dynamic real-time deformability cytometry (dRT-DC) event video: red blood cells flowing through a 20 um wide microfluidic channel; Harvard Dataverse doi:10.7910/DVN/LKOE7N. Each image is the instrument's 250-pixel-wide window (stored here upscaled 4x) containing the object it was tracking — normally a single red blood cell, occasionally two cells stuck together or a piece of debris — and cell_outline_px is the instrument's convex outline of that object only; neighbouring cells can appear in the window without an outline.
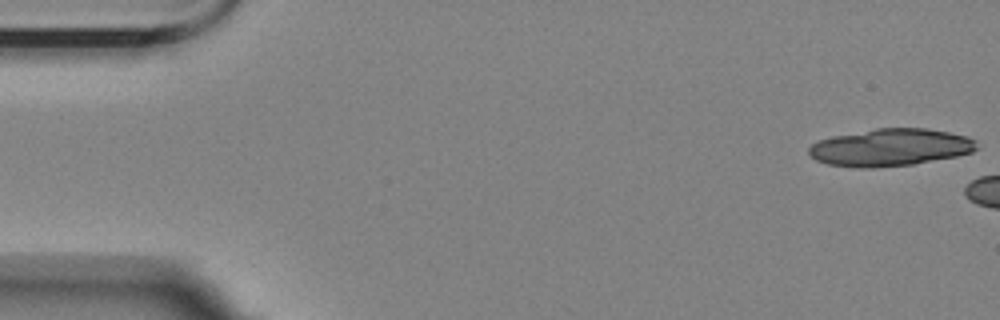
{"species": "Egyptian fruit bat (a non-hibernating species)", "species_latin": "Rousettus aegyptiacus", "temperature_condition": "room temperature", "stored_images_in_passage": 5, "camera_frame_rate_fps": 3000, "um_per_image_px": 0.085, "animal": {"sex": "female"}, "frame": {"image": 1, "passage_image": 1, "time_ms": 0.0, "image_size_px": [1000, 320], "cell_outline_px": [[980, 148], [972, 152], [956, 156], [912, 164], [872, 168], [852, 168], [828, 164], [816, 160], [808, 156], [808, 148], [812, 144], [820, 140], [832, 136], [876, 128], [928, 128], [968, 136], [976, 140]], "centroid_in_image_um": [75.68, 12.53], "position_along_channel_um": 9.3, "area_um2": 36.82}}